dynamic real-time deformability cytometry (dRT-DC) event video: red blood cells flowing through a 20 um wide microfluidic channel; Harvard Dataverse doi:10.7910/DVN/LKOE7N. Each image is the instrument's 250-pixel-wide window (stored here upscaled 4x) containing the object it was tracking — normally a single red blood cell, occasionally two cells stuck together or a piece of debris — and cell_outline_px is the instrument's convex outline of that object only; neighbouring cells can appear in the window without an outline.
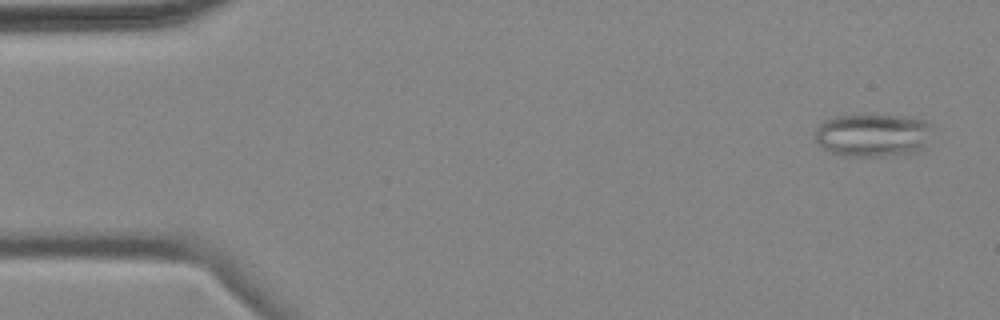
{"species": "common noctule bat (a hibernating species)", "species_latin": "Nyctalus noctula", "temperature_condition": "cold", "stored_images_in_passage": 6, "camera_frame_rate_fps": 3000, "um_per_image_px": 0.085, "animal": {"sex": "female", "body_mass_g": 18.4}, "frame": {"image": 1, "passage_image": 1, "time_ms": 0.0, "image_size_px": [1000, 320], "cell_outline_px": [[928, 124], [920, 148], [916, 152], [908, 156], [840, 156], [828, 152], [820, 148], [816, 140], [816, 132], [820, 124], [824, 120], [836, 116], [864, 112], [872, 112], [912, 116], [924, 120]], "centroid_in_image_um": [74.08, 11.45], "position_along_channel_um": 10.9, "area_um2": 30.23}}